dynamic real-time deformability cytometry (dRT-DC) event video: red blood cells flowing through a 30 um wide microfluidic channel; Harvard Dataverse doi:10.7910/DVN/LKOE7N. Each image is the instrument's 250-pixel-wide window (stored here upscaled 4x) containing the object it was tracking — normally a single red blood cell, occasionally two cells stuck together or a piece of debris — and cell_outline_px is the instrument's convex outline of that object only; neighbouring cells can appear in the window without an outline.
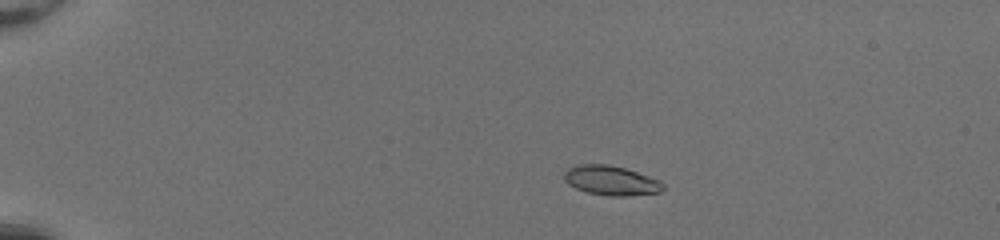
{"species": "common noctule bat (a hibernating species)", "species_latin": "Nyctalus noctula", "temperature_condition": "room temperature", "stored_images_in_passage": 51, "camera_frame_rate_fps": 3000, "um_per_image_px": 0.085, "animal": {"sex": "female", "body_mass_g": 20.0, "forearm_length_mm": 54.0}, "frame": {"image": 1, "passage_image": 10, "time_ms": 3.0, "image_size_px": [1000, 240], "cell_outline_px": [[664, 188], [660, 192], [624, 196], [608, 196], [588, 192], [576, 188], [568, 184], [564, 180], [564, 172], [568, 168], [580, 164], [608, 164], [624, 168], [660, 180], [664, 184]], "centroid_in_image_um": [51.93, 15.34], "position_along_channel_um": 33.1, "area_um2": 16.94}}
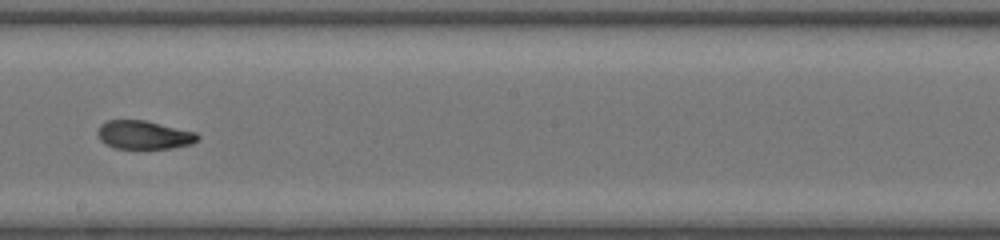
{"frame": {"image": 2, "passage_image": 31, "time_ms": 10.0, "image_size_px": [1000, 240], "cell_outline_px": [[200, 136], [192, 144], [172, 148], [116, 148], [104, 144], [100, 140], [96, 132], [100, 124], [108, 120], [144, 120], [196, 132]], "centroid_in_image_um": [12.2, 11.46], "position_along_channel_um": 236.0, "area_um2": 16.59}}
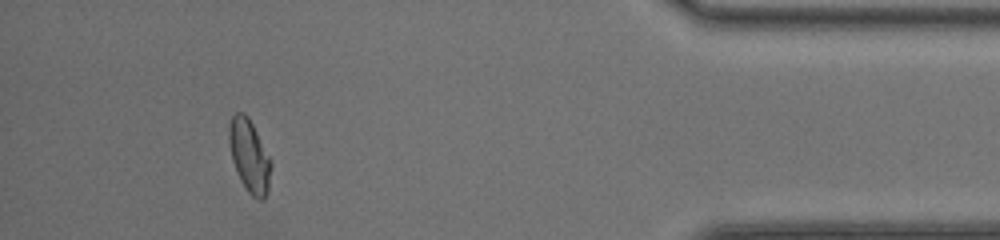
{"frame": {"image": 3, "passage_image": 47, "time_ms": 15.333, "image_size_px": [1000, 240], "cell_outline_px": [[272, 168], [268, 192], [264, 200], [256, 200], [248, 192], [240, 180], [232, 160], [228, 144], [228, 124], [232, 116], [236, 112], [244, 112], [248, 116], [272, 160]], "centroid_in_image_um": [21.2, 13.26], "position_along_channel_um": 414.0, "area_um2": 18.26}, "authors_computed_cell_mechanics": {"area_um2": 17.34, "velocity_mm_per_s": 4.1667, "shape_relaxation_time_tau1_ms": 10.5362, "shape_relaxation_time_tau2_ms": 1.3139, "deformation_change_tau1": 0.3289, "deformation_change_tau2": 0.0441}}